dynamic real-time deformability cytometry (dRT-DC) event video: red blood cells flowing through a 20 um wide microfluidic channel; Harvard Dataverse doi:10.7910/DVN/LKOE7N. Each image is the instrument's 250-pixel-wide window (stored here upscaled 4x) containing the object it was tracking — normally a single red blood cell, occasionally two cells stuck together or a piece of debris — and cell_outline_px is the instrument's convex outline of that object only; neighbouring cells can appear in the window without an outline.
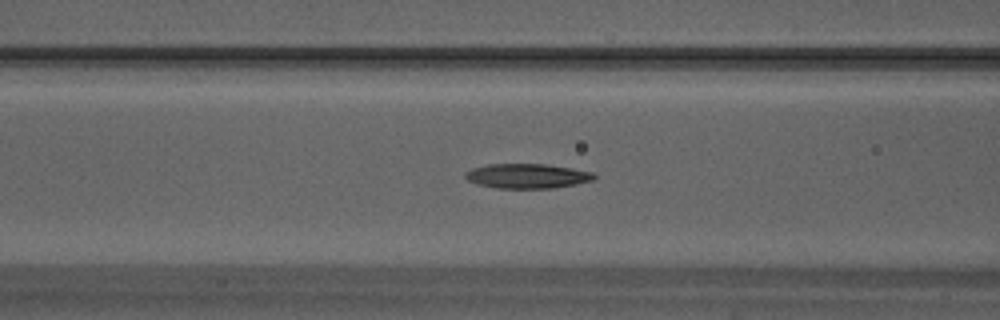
{"species": "Egyptian fruit bat (a non-hibernating species)", "species_latin": "Rousettus aegyptiacus", "temperature_condition": "warm", "stored_images_in_passage": 48, "camera_frame_rate_fps": 3000, "um_per_image_px": 0.085, "animal": {"sex": "male"}, "frame": {"image": 1, "passage_image": 19, "time_ms": 6.0, "image_size_px": [1000, 320], "cell_outline_px": [[596, 180], [556, 188], [496, 188], [476, 184], [468, 180], [464, 176], [464, 172], [472, 168], [488, 164], [544, 164], [572, 168], [596, 172]], "centroid_in_image_um": [44.84, 14.96], "position_along_channel_um": 121.8, "area_um2": 18.79}}
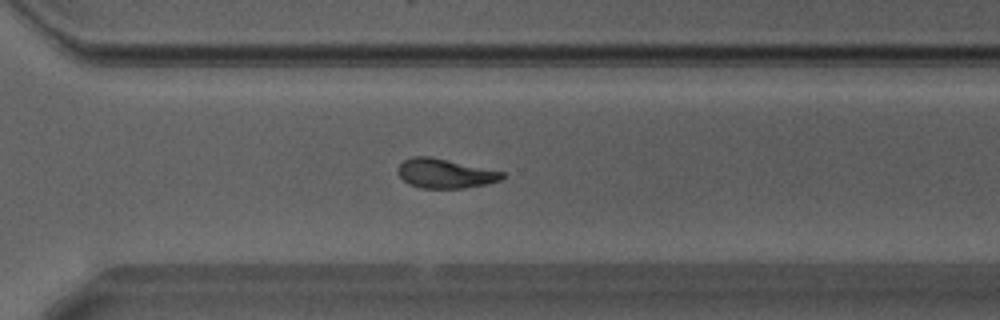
{"frame": {"image": 2, "passage_image": 34, "time_ms": 11.0, "image_size_px": [1000, 320], "cell_outline_px": [[508, 176], [500, 180], [488, 184], [464, 188], [420, 188], [408, 184], [396, 172], [396, 168], [404, 160], [412, 156], [428, 156], [504, 172]], "centroid_in_image_um": [37.82, 14.75], "position_along_channel_um": 332.8, "area_um2": 17.92}}
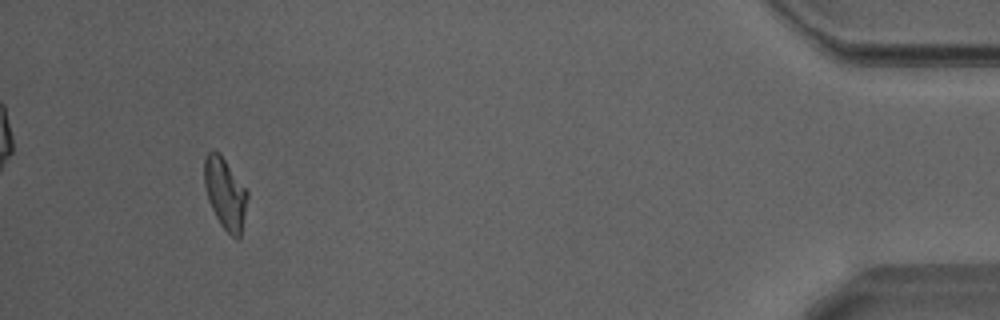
{"frame": {"image": 3, "passage_image": 45, "time_ms": 14.667, "image_size_px": [1000, 320], "cell_outline_px": [[248, 196], [240, 236], [236, 240], [220, 224], [208, 200], [204, 184], [204, 156], [212, 148], [220, 152], [248, 192]], "centroid_in_image_um": [19.12, 16.38], "position_along_channel_um": 416.1, "area_um2": 17.86}, "authors_computed_cell_mechanics": {"area_um2": 18.3226, "velocity_mm_per_s": 4.2293, "shape_relaxation_time_tau1_ms": 5.6534, "shape_relaxation_time_tau2_ms": 3.6195, "deformation_change_tau1": 0.1946, "deformation_change_tau2": 0.1185}}